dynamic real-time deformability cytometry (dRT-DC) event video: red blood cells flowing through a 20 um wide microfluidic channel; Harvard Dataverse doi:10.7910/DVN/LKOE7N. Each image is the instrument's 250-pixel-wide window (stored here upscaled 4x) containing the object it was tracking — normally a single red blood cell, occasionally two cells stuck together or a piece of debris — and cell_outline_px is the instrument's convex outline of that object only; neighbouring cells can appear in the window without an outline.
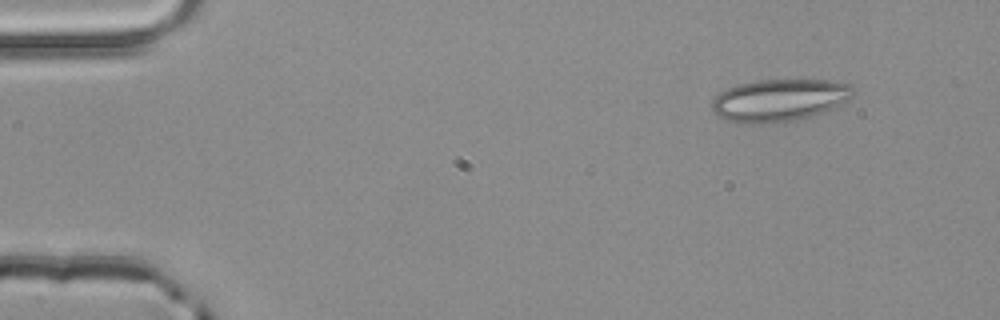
{"species": "common noctule bat (a hibernating species)", "species_latin": "Nyctalus noctula", "temperature_condition": "room temperature", "stored_images_in_passage": 3, "camera_frame_rate_fps": 3000, "um_per_image_px": 0.085, "animal": {"sex": "male", "body_mass_g": 20.4}, "frame": {"image": 1, "passage_image": 1, "time_ms": 0.0, "image_size_px": [1000, 320], "cell_outline_px": [[856, 96], [824, 112], [812, 116], [792, 120], [728, 120], [712, 112], [712, 100], [720, 92], [736, 84], [756, 80], [828, 80], [848, 84], [856, 92]], "centroid_in_image_um": [66.31, 8.45], "position_along_channel_um": 18.7, "area_um2": 33.76}}
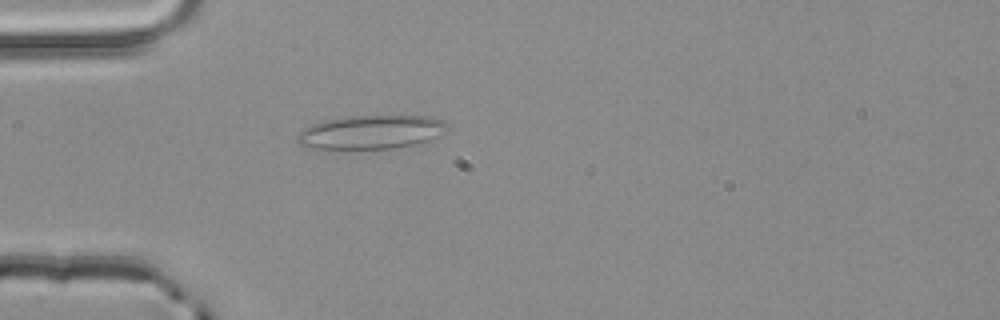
{"frame": {"image": 2, "passage_image": 3, "time_ms": 0.667, "image_size_px": [1000, 320], "cell_outline_px": [[448, 128], [436, 136], [420, 144], [392, 148], [312, 148], [300, 144], [296, 140], [296, 136], [304, 128], [312, 124], [324, 120], [352, 116], [428, 116], [444, 120]], "centroid_in_image_um": [31.54, 11.22], "position_along_channel_um": 53.5, "area_um2": 29.19}}